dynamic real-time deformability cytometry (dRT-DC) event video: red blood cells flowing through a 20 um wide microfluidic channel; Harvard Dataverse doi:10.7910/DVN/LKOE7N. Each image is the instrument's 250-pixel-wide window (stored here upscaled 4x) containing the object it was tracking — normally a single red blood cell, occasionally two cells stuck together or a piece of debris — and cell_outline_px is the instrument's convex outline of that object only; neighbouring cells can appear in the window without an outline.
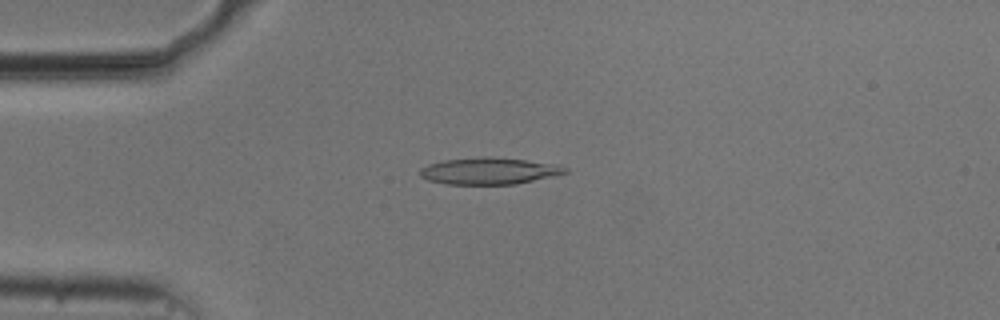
{"species": "common noctule bat (a hibernating species)", "species_latin": "Nyctalus noctula", "temperature_condition": "cold", "stored_images_in_passage": 53, "camera_frame_rate_fps": 3000, "um_per_image_px": 0.085, "animal": {"sex": "male", "body_mass_g": 20.5, "forearm_length_mm": 52.5}, "frame": {"image": 1, "passage_image": 13, "time_ms": 4.0, "image_size_px": [1000, 320], "cell_outline_px": [[568, 172], [552, 176], [516, 184], [448, 184], [428, 180], [420, 176], [420, 168], [428, 164], [444, 160], [480, 156], [488, 156], [524, 160], [552, 164], [568, 168]], "centroid_in_image_um": [41.52, 14.53], "position_along_channel_um": 43.5, "area_um2": 22.43}}
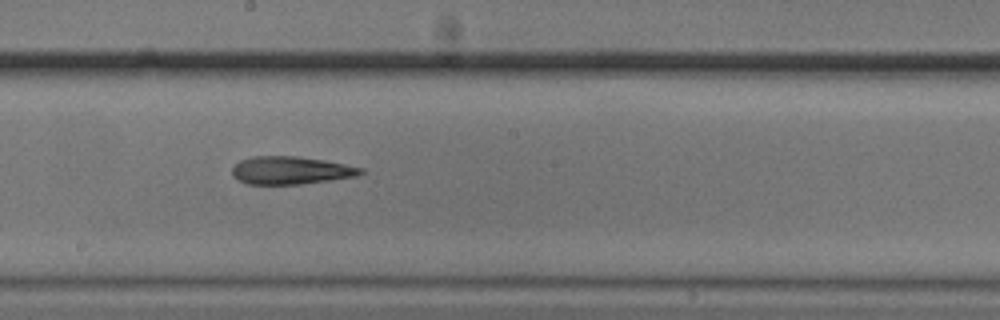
{"frame": {"image": 2, "passage_image": 29, "time_ms": 9.333, "image_size_px": [1000, 320], "cell_outline_px": [[364, 172], [356, 176], [300, 184], [248, 184], [232, 176], [232, 168], [240, 160], [252, 156], [296, 156], [324, 160], [364, 168]], "centroid_in_image_um": [24.7, 14.47], "position_along_channel_um": 223.5, "area_um2": 20.69}}
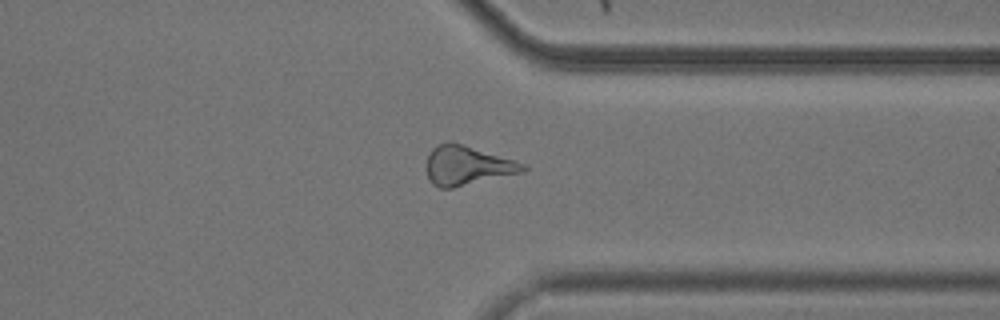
{"frame": {"image": 3, "passage_image": 41, "time_ms": 13.333, "image_size_px": [1000, 320], "cell_outline_px": [[528, 168], [524, 172], [452, 188], [440, 188], [432, 184], [424, 168], [424, 164], [432, 148], [436, 144], [448, 140], [452, 140], [524, 164]], "centroid_in_image_um": [39.64, 14.05], "position_along_channel_um": 371.8, "area_um2": 22.31}, "authors_computed_cell_mechanics": {"area_um2": 22.253, "velocity_mm_per_s": 3.7604, "shape_relaxation_time_tau1_ms": null, "shape_relaxation_time_tau2_ms": 5.8944, "deformation_change_tau1": null, "deformation_change_tau2": 0.1922}}